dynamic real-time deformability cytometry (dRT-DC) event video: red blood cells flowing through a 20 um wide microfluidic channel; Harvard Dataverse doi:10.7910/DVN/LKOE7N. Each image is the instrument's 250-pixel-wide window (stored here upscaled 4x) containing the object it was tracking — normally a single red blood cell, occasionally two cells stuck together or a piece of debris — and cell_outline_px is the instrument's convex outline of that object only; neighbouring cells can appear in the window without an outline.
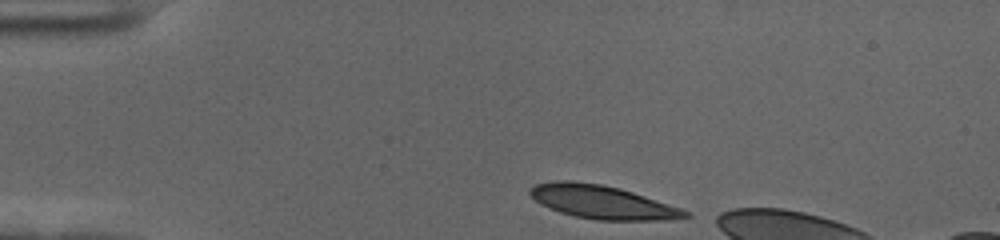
{"species": "human", "species_latin": "Homo sapiens", "temperature_condition": "cold", "stored_images_in_passage": 8, "camera_frame_rate_fps": 3000, "um_per_image_px": 0.085, "donor": {"sex": "female"}, "frame": {"image": 1, "passage_image": 1, "time_ms": 0.0, "image_size_px": [1000, 240], "cell_outline_px": [[692, 216], [668, 220], [596, 220], [576, 216], [560, 212], [540, 204], [528, 192], [536, 184], [560, 180], [568, 180], [600, 184], [620, 188], [680, 208], [688, 212]], "centroid_in_image_um": [51.19, 17.18], "position_along_channel_um": 33.8, "area_um2": 29.77}}